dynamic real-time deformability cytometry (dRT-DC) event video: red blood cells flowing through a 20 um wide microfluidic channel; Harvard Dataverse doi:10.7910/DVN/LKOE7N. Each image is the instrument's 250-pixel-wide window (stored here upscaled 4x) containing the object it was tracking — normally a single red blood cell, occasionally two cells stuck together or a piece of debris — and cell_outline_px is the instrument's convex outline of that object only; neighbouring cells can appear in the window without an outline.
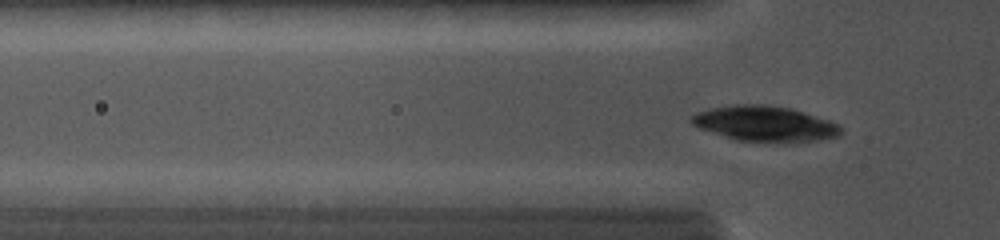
{"species": "common noctule bat (a hibernating species)", "species_latin": "Nyctalus noctula", "temperature_condition": "cold", "stored_images_in_passage": 73, "segment_of_instrument_passage": [1, 2], "camera_frame_rate_fps": 5000, "um_per_image_px": 0.085, "animal": {"sex": "female", "body_mass_g": 19.0, "forearm_length_mm": 56.7}, "frame": {"image": 1, "passage_image": 24, "time_ms": 4.2, "image_size_px": [1000, 240], "cell_outline_px": [[844, 132], [840, 136], [816, 140], [736, 140], [700, 128], [692, 124], [688, 120], [688, 116], [696, 112], [708, 108], [736, 104], [764, 104], [792, 108], [840, 124], [844, 128]], "centroid_in_image_um": [64.99, 10.47], "position_along_channel_um": 60.8, "area_um2": 30.46}}
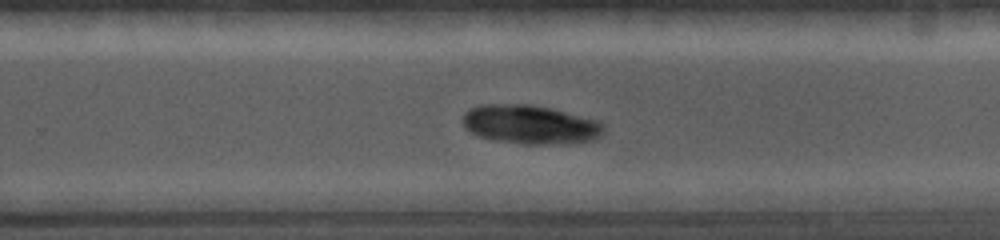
{"frame": {"image": 2, "passage_image": 53, "time_ms": 9.4, "image_size_px": [1000, 240], "cell_outline_px": [[604, 132], [596, 140], [568, 144], [524, 144], [496, 140], [480, 136], [464, 128], [460, 120], [464, 112], [468, 108], [480, 104], [532, 104], [552, 108], [596, 120], [604, 124]], "centroid_in_image_um": [45.06, 10.58], "position_along_channel_um": 284.7, "area_um2": 32.48}}
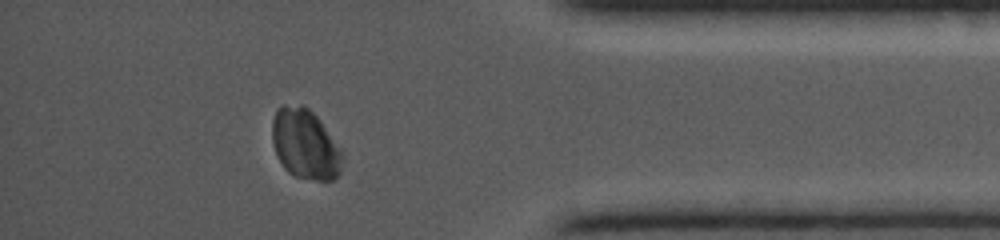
{"frame": {"image": 3, "passage_image": 68, "time_ms": 12.6, "image_size_px": [1000, 240], "cell_outline_px": [[344, 152], [340, 172], [332, 180], [316, 180], [296, 176], [288, 172], [284, 168], [276, 152], [272, 140], [272, 120], [276, 108], [284, 104], [300, 104], [308, 108], [316, 116]], "centroid_in_image_um": [25.93, 12.23], "position_along_channel_um": 409.3, "area_um2": 28.67}}